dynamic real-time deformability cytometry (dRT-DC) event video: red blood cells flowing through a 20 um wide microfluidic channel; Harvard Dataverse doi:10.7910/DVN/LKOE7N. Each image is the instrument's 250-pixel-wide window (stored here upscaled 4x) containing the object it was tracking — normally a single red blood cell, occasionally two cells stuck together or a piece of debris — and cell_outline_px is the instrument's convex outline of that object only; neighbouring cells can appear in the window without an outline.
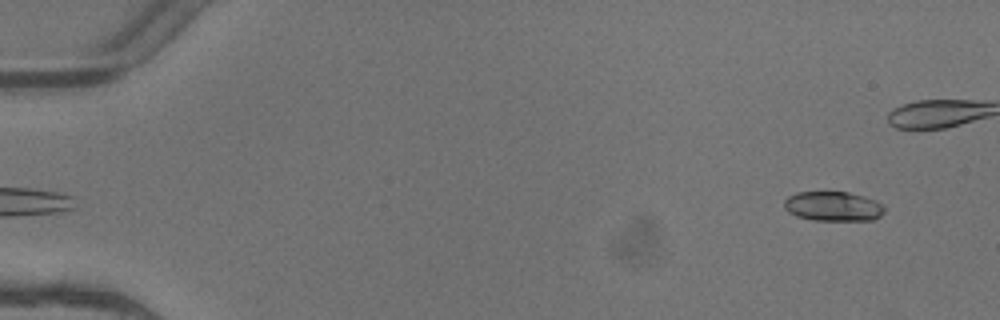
{"species": "common noctule bat (a hibernating species)", "species_latin": "Nyctalus noctula", "temperature_condition": "warm", "stored_images_in_passage": 9, "camera_frame_rate_fps": 3000, "um_per_image_px": 0.085, "animal": {"sex": "female"}, "frame": {"image": 1, "passage_image": 1, "time_ms": 0.0, "image_size_px": [1000, 320], "cell_outline_px": [[884, 212], [880, 216], [872, 220], [812, 220], [796, 216], [788, 212], [784, 208], [784, 200], [788, 196], [796, 192], [848, 192], [864, 196], [876, 200], [884, 204]], "centroid_in_image_um": [70.82, 17.53], "position_along_channel_um": 14.2, "area_um2": 17.46}}
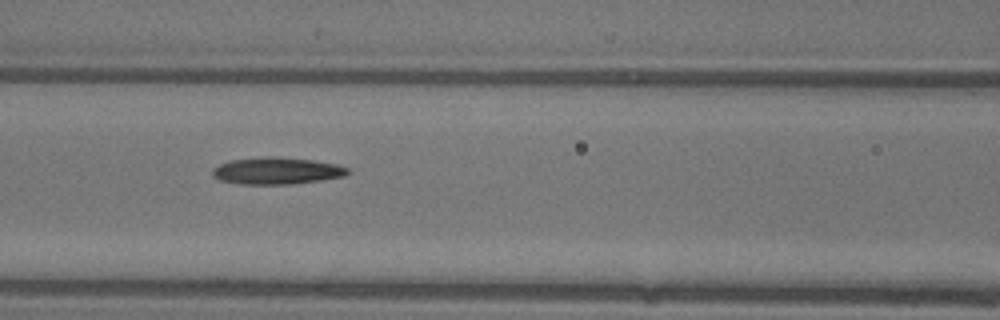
{"frame": {"image": 2, "passage_image": 7, "time_ms": 2.0, "image_size_px": [1000, 320], "cell_outline_px": [[352, 172], [344, 176], [320, 180], [292, 184], [240, 184], [220, 180], [212, 176], [212, 168], [220, 164], [232, 160], [264, 156], [268, 156], [312, 160], [336, 164], [348, 168]], "centroid_in_image_um": [23.52, 14.52], "position_along_channel_um": 143.1, "area_um2": 21.15}}
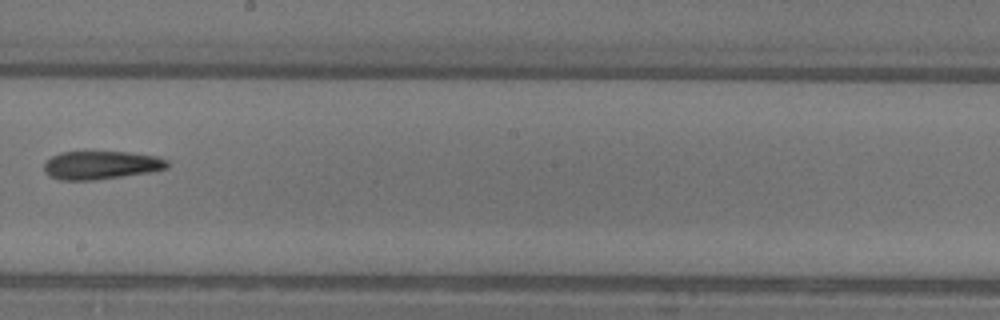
{"frame": {"image": 3, "passage_image": 9, "time_ms": 2.667, "image_size_px": [1000, 320], "cell_outline_px": [[168, 168], [148, 172], [96, 180], [60, 180], [48, 176], [44, 172], [44, 164], [52, 156], [60, 152], [128, 152], [156, 156], [168, 160]], "centroid_in_image_um": [8.56, 14.04], "position_along_channel_um": 239.6, "area_um2": 20.29}}